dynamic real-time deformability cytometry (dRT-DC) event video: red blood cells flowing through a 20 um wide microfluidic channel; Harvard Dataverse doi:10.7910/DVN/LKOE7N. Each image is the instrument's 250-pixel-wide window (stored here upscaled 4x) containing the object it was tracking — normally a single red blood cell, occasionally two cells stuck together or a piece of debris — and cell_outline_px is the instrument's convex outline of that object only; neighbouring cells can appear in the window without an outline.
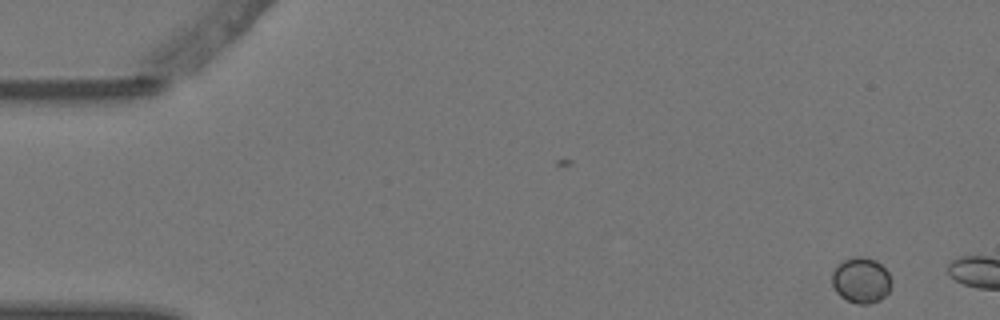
{"species": "Egyptian fruit bat (a non-hibernating species)", "species_latin": "Rousettus aegyptiacus", "temperature_condition": "warm", "stored_images_in_passage": 9, "camera_frame_rate_fps": 3000, "um_per_image_px": 0.085, "animal": {"sex": "female"}, "frame": {"image": 1, "passage_image": 1, "time_ms": 0.0, "image_size_px": [1000, 320], "cell_outline_px": [[892, 284], [888, 292], [880, 300], [868, 304], [856, 304], [840, 296], [836, 292], [832, 284], [832, 272], [844, 260], [852, 256], [864, 256], [876, 260], [888, 272], [892, 280]], "centroid_in_image_um": [73.21, 23.82], "position_along_channel_um": 11.8, "area_um2": 15.9}}